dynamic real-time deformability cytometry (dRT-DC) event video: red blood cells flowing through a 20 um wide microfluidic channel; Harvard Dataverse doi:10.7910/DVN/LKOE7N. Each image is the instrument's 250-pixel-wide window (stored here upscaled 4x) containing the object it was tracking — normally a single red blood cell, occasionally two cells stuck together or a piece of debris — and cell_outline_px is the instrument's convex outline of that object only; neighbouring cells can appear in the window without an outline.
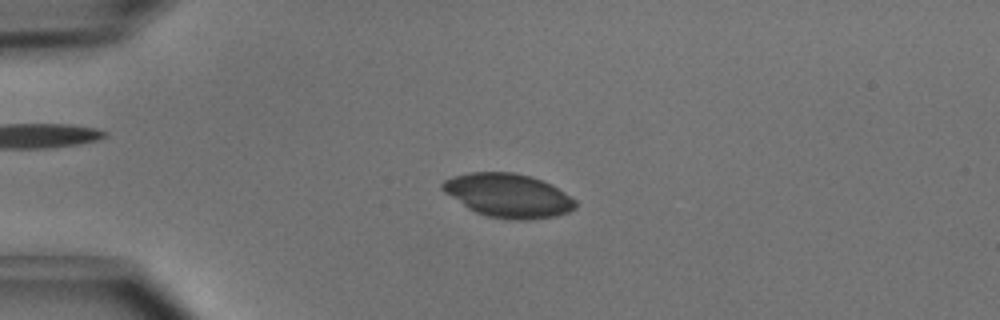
{"species": "common noctule bat (a hibernating species)", "species_latin": "Nyctalus noctula", "temperature_condition": "cold", "stored_images_in_passage": 50, "camera_frame_rate_fps": 3000, "um_per_image_px": 0.085, "animal": {"sex": "male", "body_mass_g": 15.6}, "frame": {"image": 1, "passage_image": 12, "time_ms": 3.667, "image_size_px": [1000, 320], "cell_outline_px": [[576, 208], [568, 212], [556, 216], [528, 220], [512, 220], [484, 216], [468, 208], [444, 192], [440, 188], [440, 184], [444, 180], [452, 176], [468, 172], [512, 172], [532, 176], [552, 184], [576, 200]], "centroid_in_image_um": [43.19, 16.61], "position_along_channel_um": 41.8, "area_um2": 34.22}}
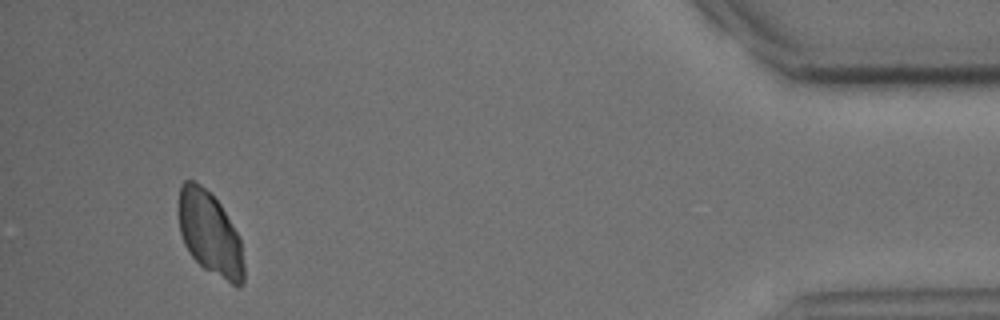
{"frame": {"image": 2, "passage_image": 47, "time_ms": 15.333, "image_size_px": [1000, 320], "cell_outline_px": [[244, 284], [240, 288], [232, 284], [204, 268], [192, 256], [184, 244], [180, 232], [176, 208], [180, 184], [184, 180], [196, 180], [220, 204], [236, 232], [240, 240], [244, 264]], "centroid_in_image_um": [17.8, 19.83], "position_along_channel_um": 417.4, "area_um2": 31.91}}